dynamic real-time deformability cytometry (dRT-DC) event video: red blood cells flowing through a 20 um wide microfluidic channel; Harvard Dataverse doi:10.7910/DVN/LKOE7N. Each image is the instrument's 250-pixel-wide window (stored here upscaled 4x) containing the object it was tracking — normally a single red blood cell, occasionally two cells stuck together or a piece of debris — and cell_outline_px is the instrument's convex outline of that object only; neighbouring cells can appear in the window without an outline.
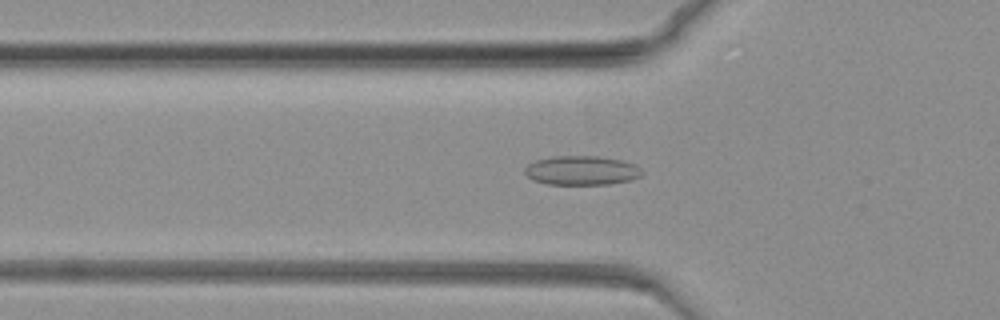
{"species": "common noctule bat (a hibernating species)", "species_latin": "Nyctalus noctula", "temperature_condition": "warm", "stored_images_in_passage": 66, "camera_frame_rate_fps": 3000, "um_per_image_px": 0.085, "animal": {"sex": "female", "body_mass_g": 19.3, "forearm_length_mm": 54.1}, "frame": {"image": 1, "passage_image": 12, "time_ms": 3.667, "image_size_px": [1000, 320], "cell_outline_px": [[644, 172], [640, 176], [628, 180], [608, 184], [548, 184], [532, 180], [524, 172], [524, 168], [528, 164], [536, 160], [552, 156], [600, 156], [620, 160], [636, 164]], "centroid_in_image_um": [49.42, 14.48], "position_along_channel_um": 76.4, "area_um2": 19.94}}
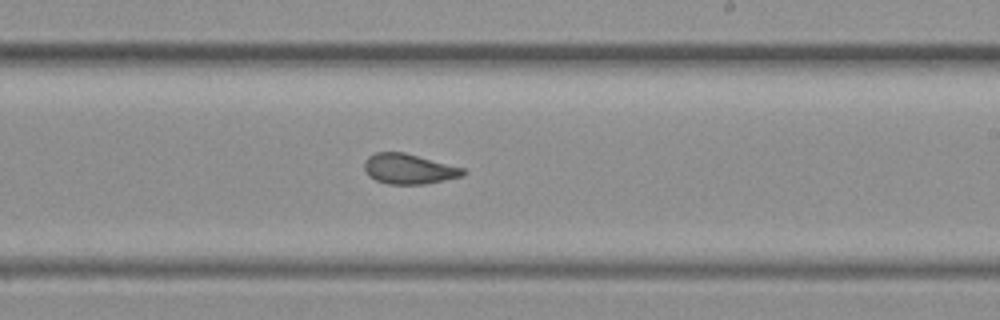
{"frame": {"image": 2, "passage_image": 33, "time_ms": 10.667, "image_size_px": [1000, 320], "cell_outline_px": [[464, 176], [424, 184], [388, 184], [376, 180], [368, 176], [364, 168], [364, 160], [368, 156], [376, 152], [404, 152], [464, 168]], "centroid_in_image_um": [34.72, 14.35], "position_along_channel_um": 254.3, "area_um2": 17.34}}
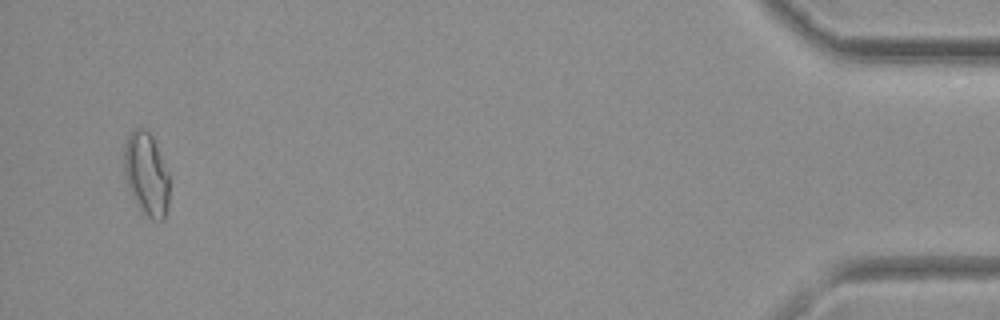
{"frame": {"image": 3, "passage_image": 63, "time_ms": 20.667, "image_size_px": [1000, 320], "cell_outline_px": [[168, 208], [164, 220], [152, 220], [140, 212], [128, 188], [124, 172], [124, 144], [132, 128], [148, 128], [152, 136], [168, 172]], "centroid_in_image_um": [12.43, 14.81], "position_along_channel_um": 422.8, "area_um2": 22.25}}